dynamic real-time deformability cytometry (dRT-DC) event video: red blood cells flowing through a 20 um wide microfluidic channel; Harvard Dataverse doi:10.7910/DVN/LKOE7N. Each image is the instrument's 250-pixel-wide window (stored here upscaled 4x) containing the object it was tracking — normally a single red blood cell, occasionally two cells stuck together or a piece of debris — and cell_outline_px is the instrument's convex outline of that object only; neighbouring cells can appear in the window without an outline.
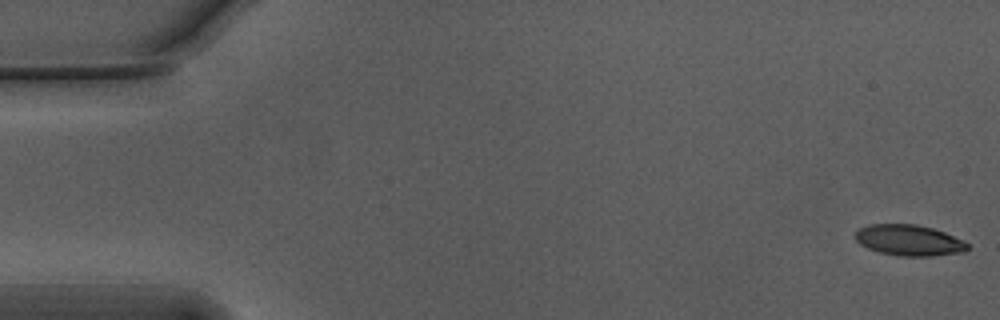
{"species": "Egyptian fruit bat (a non-hibernating species)", "species_latin": "Rousettus aegyptiacus", "temperature_condition": "warm", "stored_images_in_passage": 17, "camera_frame_rate_fps": 3000, "um_per_image_px": 0.085, "animal": {"sex": "male"}, "frame": {"image": 1, "passage_image": 1, "time_ms": 0.0, "image_size_px": [1000, 320], "cell_outline_px": [[968, 248], [964, 252], [932, 256], [900, 256], [880, 252], [868, 248], [860, 244], [856, 240], [856, 232], [860, 228], [868, 224], [916, 224], [932, 228], [944, 232], [964, 240], [968, 244]], "centroid_in_image_um": [77.28, 20.42], "position_along_channel_um": 7.7, "area_um2": 20.17}}
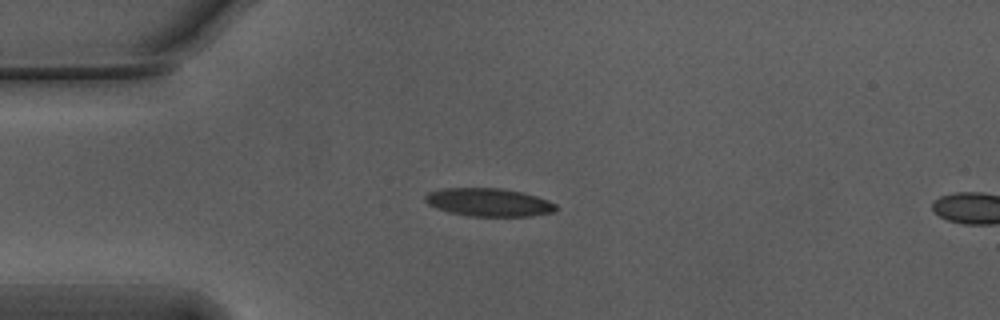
{"frame": {"image": 2, "passage_image": 14, "time_ms": 4.333, "image_size_px": [1000, 320], "cell_outline_px": [[556, 208], [552, 212], [532, 216], [468, 216], [448, 212], [436, 208], [428, 204], [424, 200], [424, 196], [428, 192], [440, 188], [500, 188], [524, 192], [548, 200], [556, 204]], "centroid_in_image_um": [41.51, 17.19], "position_along_channel_um": 43.5, "area_um2": 21.56}}